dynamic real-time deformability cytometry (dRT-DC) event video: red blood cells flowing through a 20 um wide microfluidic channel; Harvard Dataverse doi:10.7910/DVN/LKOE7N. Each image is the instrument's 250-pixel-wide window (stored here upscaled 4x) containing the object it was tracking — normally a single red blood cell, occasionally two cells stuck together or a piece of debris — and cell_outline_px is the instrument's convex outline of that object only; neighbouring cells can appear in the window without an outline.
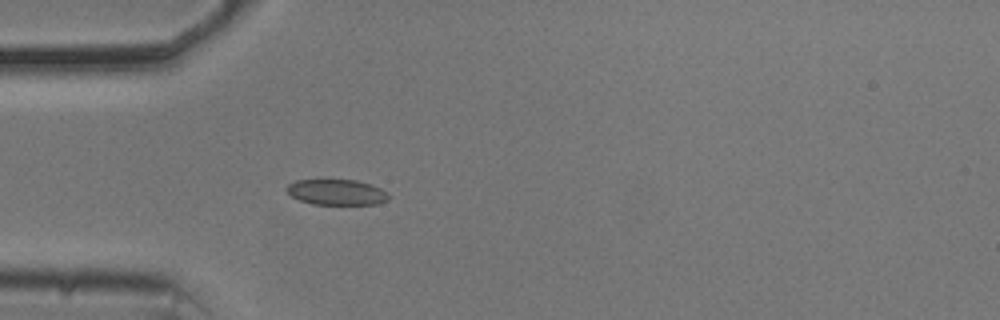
{"species": "common noctule bat (a hibernating species)", "species_latin": "Nyctalus noctula", "temperature_condition": "cold", "stored_images_in_passage": 46, "camera_frame_rate_fps": 3000, "um_per_image_px": 0.085, "animal": {"sex": "male", "body_mass_g": 20.5, "forearm_length_mm": 52.5}, "frame": {"image": 1, "passage_image": 7, "time_ms": 2.0, "image_size_px": [1000, 320], "cell_outline_px": [[388, 200], [376, 204], [312, 204], [300, 200], [292, 196], [284, 188], [288, 184], [296, 180], [356, 180], [372, 184], [388, 192]], "centroid_in_image_um": [28.61, 16.33], "position_along_channel_um": 56.4, "area_um2": 15.2}}
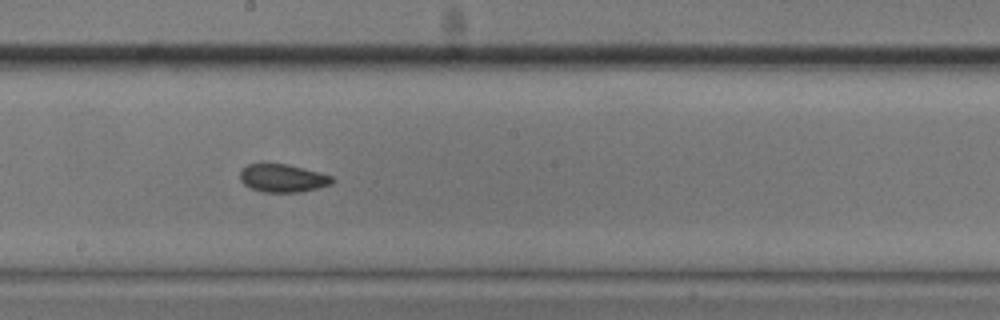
{"frame": {"image": 2, "passage_image": 21, "time_ms": 6.667, "image_size_px": [1000, 320], "cell_outline_px": [[336, 180], [332, 184], [300, 192], [264, 192], [252, 188], [244, 184], [240, 180], [240, 172], [248, 164], [264, 160], [288, 164], [320, 172], [332, 176]], "centroid_in_image_um": [24.02, 15.09], "position_along_channel_um": 224.2, "area_um2": 15.55}}
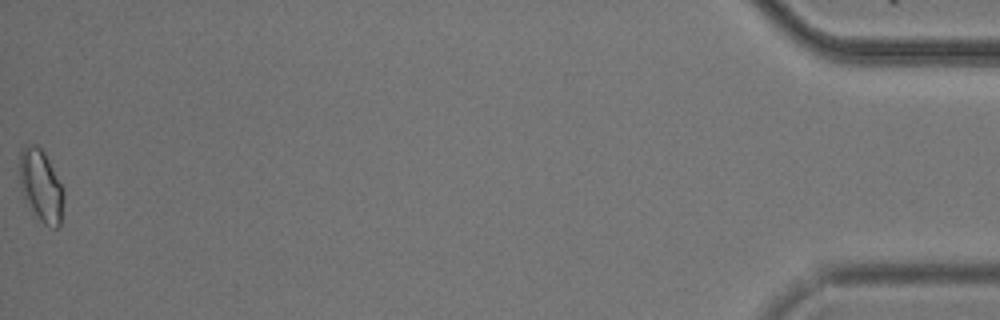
{"frame": {"image": 3, "passage_image": 46, "time_ms": 15.0, "image_size_px": [1000, 320], "cell_outline_px": [[64, 196], [60, 228], [52, 228], [44, 224], [36, 216], [20, 192], [20, 148], [28, 144], [36, 144], [44, 152], [64, 188]], "centroid_in_image_um": [3.49, 15.8], "position_along_channel_um": 431.7, "area_um2": 18.79}, "authors_computed_cell_mechanics": {"area_um2": 15.5771, "velocity_mm_per_s": 3.6776, "shape_relaxation_time_tau1_ms": null, "shape_relaxation_time_tau2_ms": 3.3095, "deformation_change_tau1": null, "deformation_change_tau2": 0.0639}}